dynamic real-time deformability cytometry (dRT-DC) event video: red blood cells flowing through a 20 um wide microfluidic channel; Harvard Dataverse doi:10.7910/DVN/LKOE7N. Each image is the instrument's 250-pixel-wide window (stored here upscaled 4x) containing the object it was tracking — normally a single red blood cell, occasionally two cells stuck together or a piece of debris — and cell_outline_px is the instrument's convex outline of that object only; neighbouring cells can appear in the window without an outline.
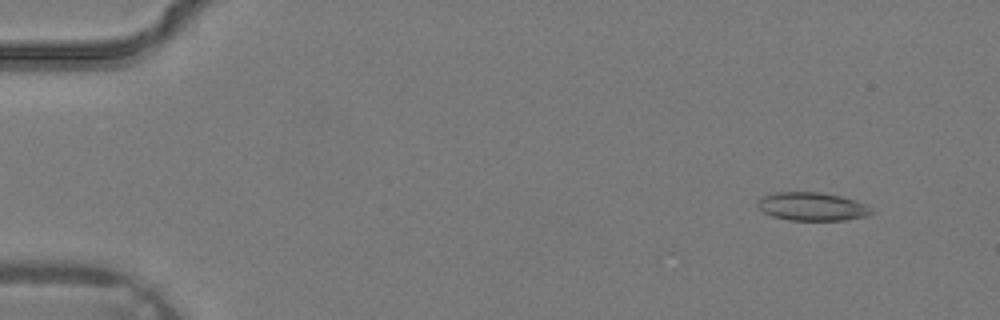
{"species": "common noctule bat (a hibernating species)", "species_latin": "Nyctalus noctula", "temperature_condition": "warm", "stored_images_in_passage": 36, "camera_frame_rate_fps": 3000, "um_per_image_px": 0.085, "animal": {"sex": "male", "body_mass_g": 19.2, "forearm_length_mm": 51.8}, "frame": {"image": 1, "passage_image": 3, "time_ms": 0.667, "image_size_px": [1000, 320], "cell_outline_px": [[876, 212], [868, 216], [844, 220], [788, 220], [772, 216], [764, 212], [756, 204], [764, 196], [772, 192], [820, 192], [840, 196], [856, 200], [864, 204]], "centroid_in_image_um": [69.06, 17.56], "position_along_channel_um": 15.9, "area_um2": 18.79}}
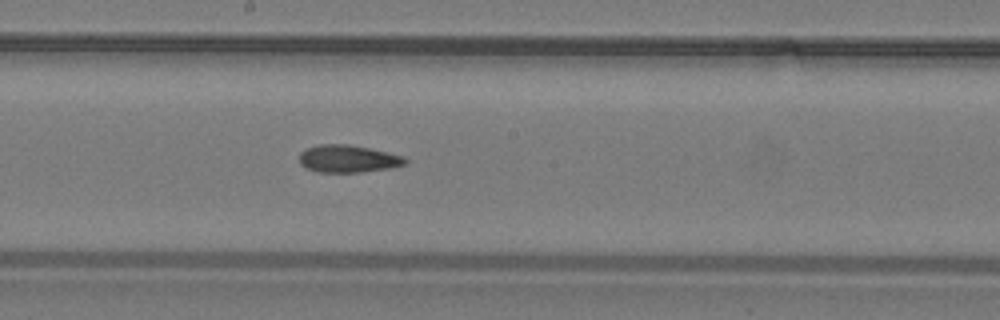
{"frame": {"image": 2, "passage_image": 20, "time_ms": 6.333, "image_size_px": [1000, 320], "cell_outline_px": [[408, 160], [404, 164], [392, 168], [360, 172], [316, 172], [300, 164], [300, 152], [308, 148], [320, 144], [348, 144], [388, 152], [404, 156]], "centroid_in_image_um": [29.6, 13.49], "position_along_channel_um": 218.6, "area_um2": 16.88}}
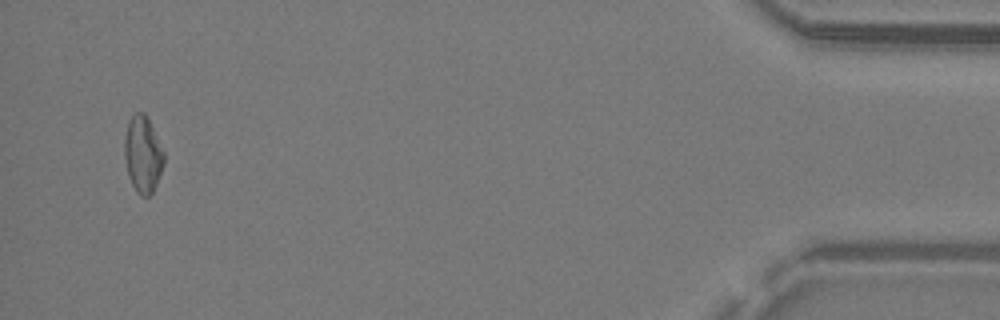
{"frame": {"image": 3, "passage_image": 35, "time_ms": 11.333, "image_size_px": [1000, 320], "cell_outline_px": [[164, 164], [156, 184], [152, 192], [148, 196], [140, 196], [136, 192], [128, 176], [124, 156], [124, 140], [128, 120], [136, 112], [144, 112], [164, 152]], "centroid_in_image_um": [12.12, 13.14], "position_along_channel_um": 423.1, "area_um2": 17.46}}